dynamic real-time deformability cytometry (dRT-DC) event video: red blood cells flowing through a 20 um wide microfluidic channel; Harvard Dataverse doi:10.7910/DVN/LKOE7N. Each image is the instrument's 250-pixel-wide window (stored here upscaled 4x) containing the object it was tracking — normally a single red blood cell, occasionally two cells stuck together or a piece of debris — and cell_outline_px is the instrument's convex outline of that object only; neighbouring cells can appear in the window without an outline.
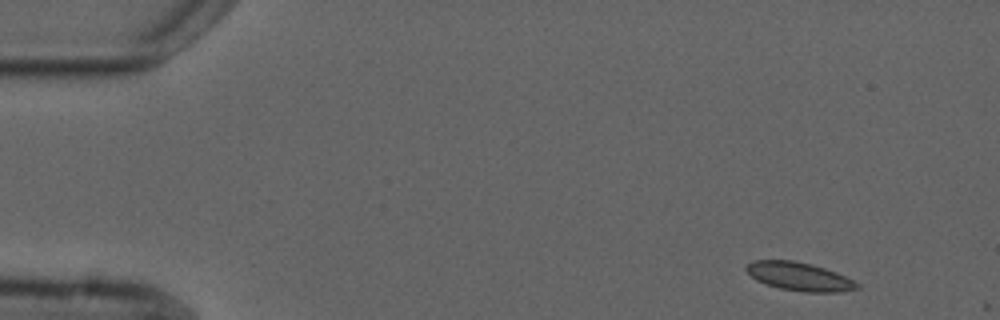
{"species": "common noctule bat (a hibernating species)", "species_latin": "Nyctalus noctula", "temperature_condition": "cold", "stored_images_in_passage": 3, "camera_frame_rate_fps": 3000, "um_per_image_px": 0.085, "animal": {"sex": "male", "forearm_length_mm": 52.5}, "frame": {"image": 1, "passage_image": 1, "time_ms": 0.0, "image_size_px": [1000, 320], "cell_outline_px": [[860, 288], [840, 292], [804, 292], [780, 288], [756, 280], [744, 268], [752, 260], [792, 260], [812, 264], [836, 272], [860, 284]], "centroid_in_image_um": [67.95, 23.5], "position_along_channel_um": 17.0, "area_um2": 18.21}}